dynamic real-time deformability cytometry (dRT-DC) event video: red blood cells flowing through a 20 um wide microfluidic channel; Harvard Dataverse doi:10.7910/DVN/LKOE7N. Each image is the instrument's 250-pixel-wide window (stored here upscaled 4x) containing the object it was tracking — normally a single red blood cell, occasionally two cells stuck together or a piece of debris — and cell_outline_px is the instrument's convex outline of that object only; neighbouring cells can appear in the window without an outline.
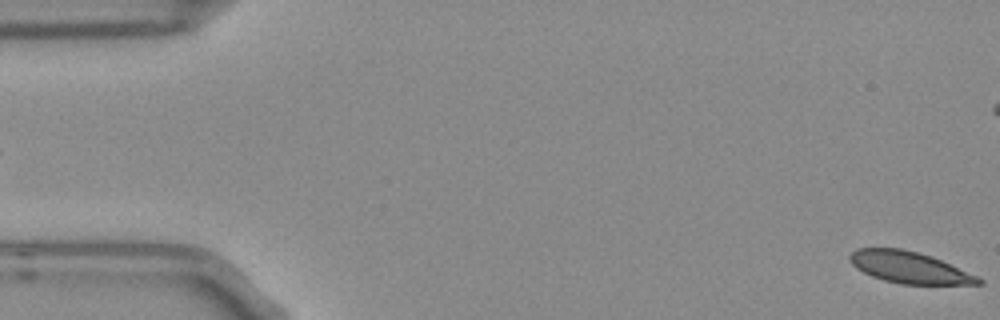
{"species": "Egyptian fruit bat (a non-hibernating species)", "species_latin": "Rousettus aegyptiacus", "temperature_condition": "room temperature", "stored_images_in_passage": 4, "camera_frame_rate_fps": 3000, "um_per_image_px": 0.085, "frame": {"image": 1, "passage_image": 4, "time_ms": 1.0, "image_size_px": [1000, 320], "cell_outline_px": [[984, 284], [900, 284], [884, 280], [872, 276], [856, 268], [848, 260], [848, 256], [856, 248], [900, 248], [932, 256], [976, 276], [984, 280]], "centroid_in_image_um": [77.25, 22.73], "position_along_channel_um": 7.7, "area_um2": 23.47}}